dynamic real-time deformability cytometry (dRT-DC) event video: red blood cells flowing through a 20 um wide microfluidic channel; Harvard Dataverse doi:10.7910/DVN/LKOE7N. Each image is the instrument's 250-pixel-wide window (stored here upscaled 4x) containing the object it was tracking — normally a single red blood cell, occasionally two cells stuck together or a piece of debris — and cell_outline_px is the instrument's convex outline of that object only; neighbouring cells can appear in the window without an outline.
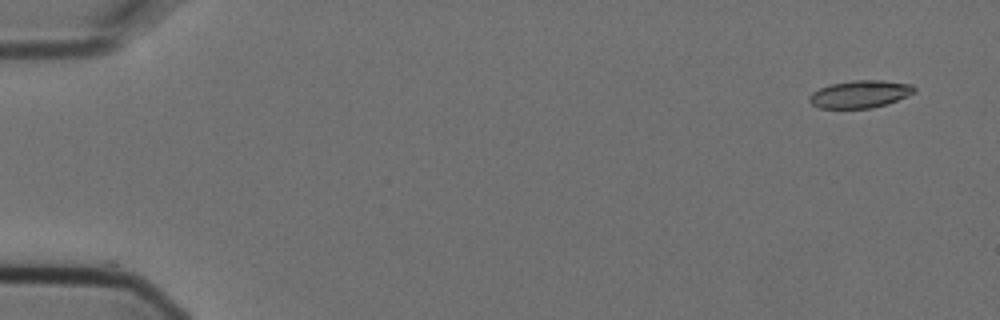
{"species": "Egyptian fruit bat (a non-hibernating species)", "species_latin": "Rousettus aegyptiacus", "temperature_condition": "cold", "stored_images_in_passage": 5, "camera_frame_rate_fps": 3000, "um_per_image_px": 0.085, "animal": {"sex": "female"}, "frame": {"image": 1, "passage_image": 1, "time_ms": 0.0, "image_size_px": [1000, 320], "cell_outline_px": [[916, 92], [888, 104], [872, 108], [820, 108], [812, 104], [808, 100], [808, 96], [812, 92], [820, 88], [832, 84], [852, 80], [880, 80], [912, 84], [916, 88]], "centroid_in_image_um": [73.12, 8.0], "position_along_channel_um": 11.9, "area_um2": 16.88}}
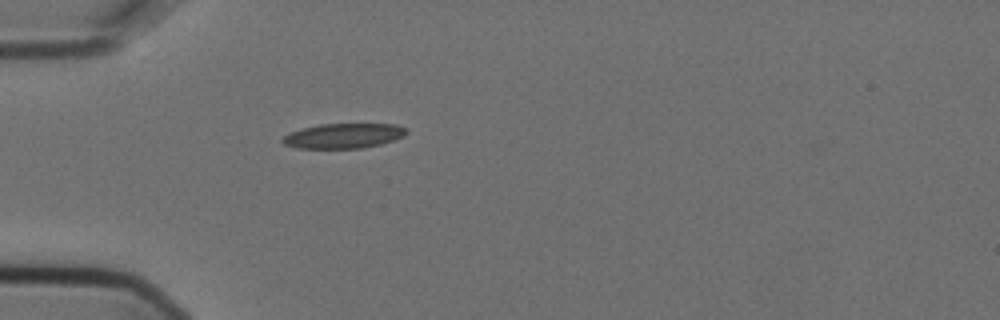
{"frame": {"image": 2, "passage_image": 5, "time_ms": 1.333, "image_size_px": [1000, 320], "cell_outline_px": [[408, 132], [404, 136], [380, 144], [364, 148], [296, 148], [284, 144], [280, 140], [284, 136], [292, 132], [304, 128], [320, 124], [396, 124], [404, 128]], "centroid_in_image_um": [29.2, 11.55], "position_along_channel_um": 55.8, "area_um2": 17.8}}